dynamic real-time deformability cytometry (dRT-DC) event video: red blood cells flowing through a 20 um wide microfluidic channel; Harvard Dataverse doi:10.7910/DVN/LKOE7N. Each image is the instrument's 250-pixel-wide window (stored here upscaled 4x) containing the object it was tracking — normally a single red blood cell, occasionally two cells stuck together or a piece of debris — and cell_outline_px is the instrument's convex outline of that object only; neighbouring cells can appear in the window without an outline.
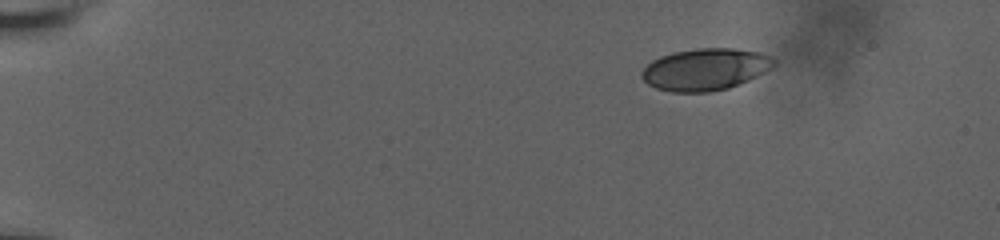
{"species": "human", "species_latin": "Homo sapiens", "temperature_condition": "room temperature", "stored_images_in_passage": 22, "camera_frame_rate_fps": 3000, "um_per_image_px": 0.085, "donor": {"sex": "male"}, "frame": {"image": 1, "passage_image": 1, "time_ms": 0.0, "image_size_px": [1000, 240], "cell_outline_px": [[776, 64], [764, 72], [748, 80], [728, 88], [708, 92], [672, 92], [656, 88], [648, 84], [640, 76], [640, 72], [652, 60], [660, 56], [672, 52], [696, 48], [732, 48], [756, 52], [772, 56], [776, 60]], "centroid_in_image_um": [59.92, 5.89], "position_along_channel_um": 25.1, "area_um2": 32.25}}
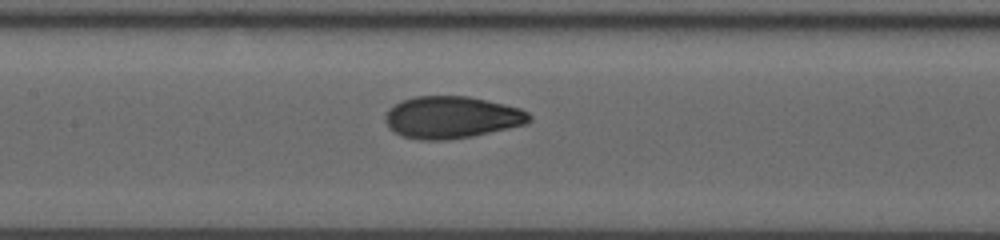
{"frame": {"image": 2, "passage_image": 19, "time_ms": 7.0, "image_size_px": [1000, 240], "cell_outline_px": [[532, 120], [528, 124], [472, 136], [448, 140], [420, 140], [404, 136], [392, 132], [388, 128], [384, 120], [384, 116], [388, 108], [392, 104], [416, 96], [468, 96], [504, 104], [520, 108], [528, 112], [532, 116]], "centroid_in_image_um": [38.38, 9.98], "position_along_channel_um": 169.0, "area_um2": 35.66}}
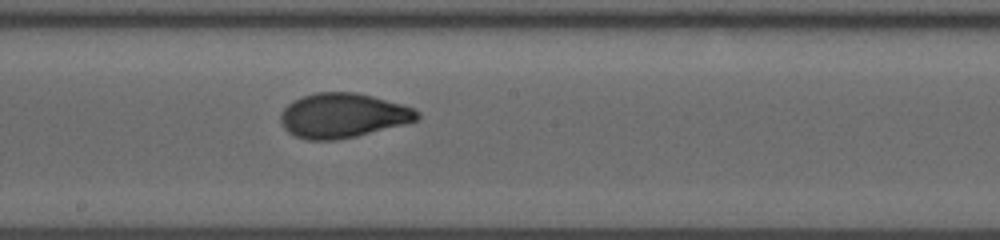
{"frame": {"image": 3, "passage_image": 22, "time_ms": 8.333, "image_size_px": [1000, 240], "cell_outline_px": [[420, 120], [356, 136], [336, 140], [308, 140], [296, 136], [288, 132], [284, 128], [280, 120], [280, 112], [292, 100], [316, 92], [356, 92], [372, 96], [416, 108], [420, 112]], "centroid_in_image_um": [29.15, 9.81], "position_along_channel_um": 219.0, "area_um2": 35.6}}